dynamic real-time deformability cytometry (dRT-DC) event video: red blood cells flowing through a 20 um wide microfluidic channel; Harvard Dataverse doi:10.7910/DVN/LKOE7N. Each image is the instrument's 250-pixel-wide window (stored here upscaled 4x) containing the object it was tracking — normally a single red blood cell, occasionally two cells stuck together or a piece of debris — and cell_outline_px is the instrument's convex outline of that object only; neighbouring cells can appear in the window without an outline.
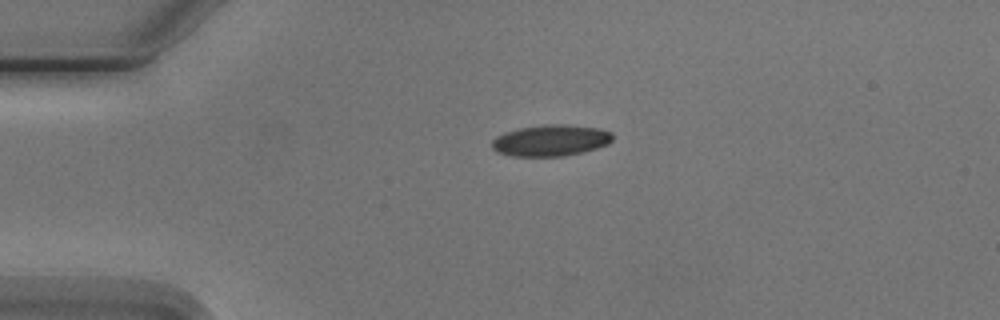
{"species": "Egyptian fruit bat (a non-hibernating species)", "species_latin": "Rousettus aegyptiacus", "temperature_condition": "cold", "stored_images_in_passage": 3, "camera_frame_rate_fps": 3000, "um_per_image_px": 0.085, "animal": {"sex": "male"}, "frame": {"image": 1, "passage_image": 1, "time_ms": 0.0, "image_size_px": [1000, 320], "cell_outline_px": [[612, 140], [608, 144], [584, 152], [564, 156], [512, 156], [496, 152], [492, 148], [492, 140], [496, 136], [520, 128], [552, 124], [564, 124], [600, 128], [612, 132]], "centroid_in_image_um": [46.83, 11.94], "position_along_channel_um": 38.2, "area_um2": 21.96}}
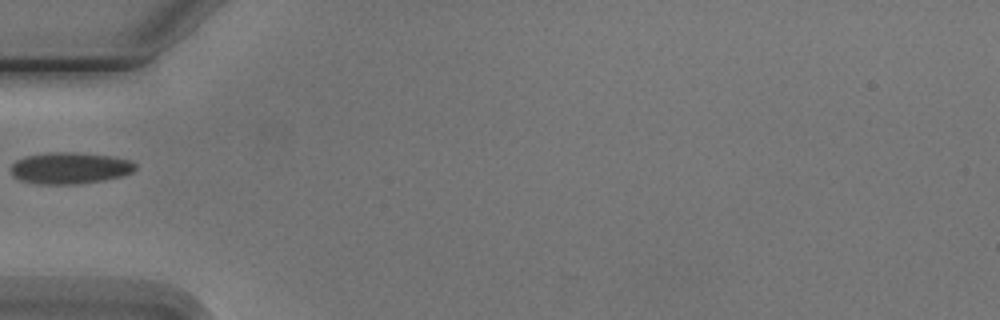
{"frame": {"image": 2, "passage_image": 3, "time_ms": 2.0, "image_size_px": [1000, 320], "cell_outline_px": [[136, 168], [132, 172], [124, 176], [104, 180], [76, 184], [40, 184], [20, 180], [12, 172], [12, 164], [16, 160], [24, 156], [48, 152], [72, 152], [112, 156], [132, 160], [136, 164]], "centroid_in_image_um": [5.99, 14.28], "position_along_channel_um": 79.0, "area_um2": 22.95}}